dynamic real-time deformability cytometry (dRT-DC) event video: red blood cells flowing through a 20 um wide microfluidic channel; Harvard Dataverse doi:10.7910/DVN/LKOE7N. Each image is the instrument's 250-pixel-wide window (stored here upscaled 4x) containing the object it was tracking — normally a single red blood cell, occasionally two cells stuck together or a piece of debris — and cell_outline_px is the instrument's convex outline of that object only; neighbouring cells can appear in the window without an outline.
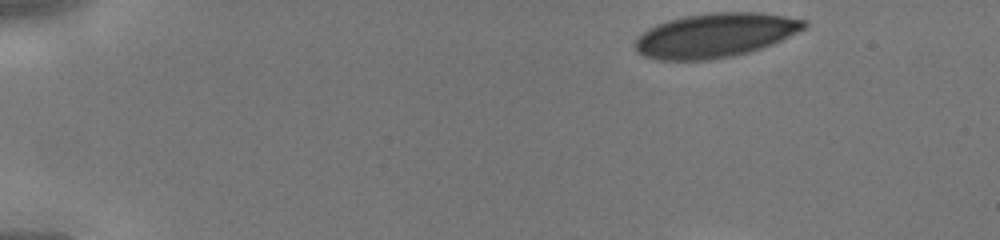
{"species": "human", "species_latin": "Homo sapiens", "temperature_condition": "cold", "stored_images_in_passage": 10, "camera_frame_rate_fps": 3000, "um_per_image_px": 0.085, "donor": {"sex": "male"}, "frame": {"image": 1, "passage_image": 1, "time_ms": 0.0, "image_size_px": [1000, 240], "cell_outline_px": [[808, 28], [772, 44], [748, 52], [732, 56], [708, 60], [660, 60], [644, 56], [636, 52], [636, 40], [648, 28], [656, 24], [668, 20], [684, 16], [712, 12], [760, 12], [808, 20]], "centroid_in_image_um": [60.83, 2.99], "position_along_channel_um": 24.2, "area_um2": 43.64}}